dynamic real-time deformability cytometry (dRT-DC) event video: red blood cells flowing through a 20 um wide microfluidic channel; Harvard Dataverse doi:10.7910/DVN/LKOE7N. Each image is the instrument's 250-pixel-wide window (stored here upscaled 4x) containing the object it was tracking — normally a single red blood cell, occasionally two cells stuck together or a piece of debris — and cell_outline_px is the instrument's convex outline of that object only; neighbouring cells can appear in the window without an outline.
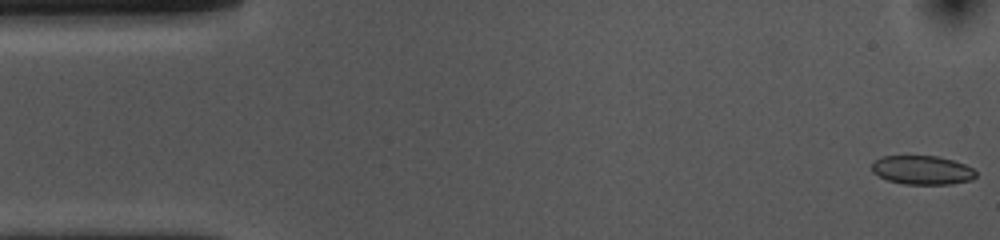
{"species": "common noctule bat (a hibernating species)", "species_latin": "Nyctalus noctula", "temperature_condition": "cold", "stored_images_in_passage": 54, "camera_frame_rate_fps": 3000, "um_per_image_px": 0.085, "animal": {"sex": "female", "body_mass_g": 10.0, "forearm_length_mm": 53.1}, "frame": {"image": 1, "passage_image": 1, "time_ms": 0.0, "image_size_px": [1000, 240], "cell_outline_px": [[976, 176], [972, 180], [952, 184], [904, 184], [888, 180], [872, 172], [872, 164], [880, 156], [936, 156], [952, 160], [964, 164], [972, 168], [976, 172]], "centroid_in_image_um": [78.4, 14.46], "position_along_channel_um": 6.6, "area_um2": 17.46}}
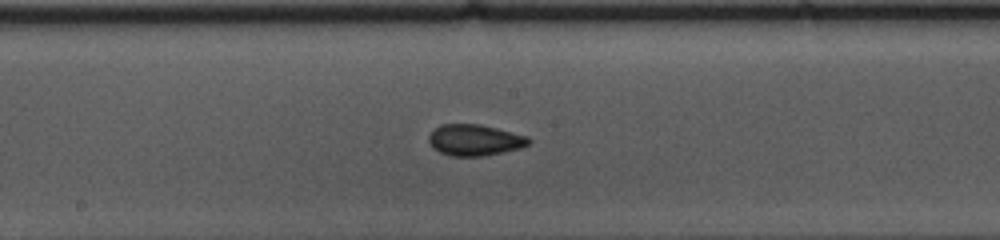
{"frame": {"image": 2, "passage_image": 27, "time_ms": 8.667, "image_size_px": [1000, 240], "cell_outline_px": [[532, 140], [528, 144], [520, 148], [480, 156], [452, 156], [440, 152], [432, 148], [428, 140], [428, 136], [440, 124], [480, 124], [528, 136]], "centroid_in_image_um": [40.33, 11.9], "position_along_channel_um": 207.9, "area_um2": 18.03}}
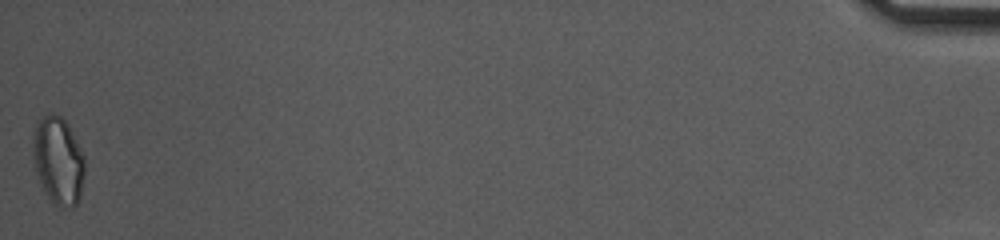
{"frame": {"image": 3, "passage_image": 54, "time_ms": 17.667, "image_size_px": [1000, 240], "cell_outline_px": [[84, 176], [80, 200], [72, 208], [60, 208], [52, 204], [40, 184], [32, 164], [32, 132], [36, 120], [48, 112], [52, 112], [60, 116], [68, 124], [84, 156]], "centroid_in_image_um": [4.91, 13.65], "position_along_channel_um": 430.3, "area_um2": 27.4}, "authors_computed_cell_mechanics": {"area_um2": 18.0914, "velocity_mm_per_s": 3.6276, "shape_relaxation_time_tau1_ms": 9.4224, "shape_relaxation_time_tau2_ms": 2.787, "deformation_change_tau1": 0.1264, "deformation_change_tau2": 0.0606}}